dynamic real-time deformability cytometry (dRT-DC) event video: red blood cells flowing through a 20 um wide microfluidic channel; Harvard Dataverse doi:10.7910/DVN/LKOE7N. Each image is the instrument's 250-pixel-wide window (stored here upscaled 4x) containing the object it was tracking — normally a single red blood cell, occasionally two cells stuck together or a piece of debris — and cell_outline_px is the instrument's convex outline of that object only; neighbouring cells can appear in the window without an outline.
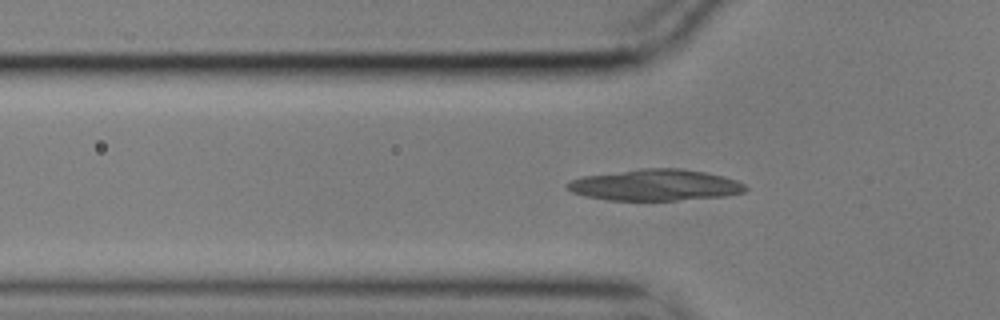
{"species": "common noctule bat (a hibernating species)", "species_latin": "Nyctalus noctula", "temperature_condition": "cold", "stored_images_in_passage": 41, "camera_frame_rate_fps": 3000, "um_per_image_px": 0.085, "animal": {"sex": "male", "body_mass_g": 17.9}, "frame": {"image": 1, "passage_image": 4, "time_ms": 1.0, "image_size_px": [1000, 320], "cell_outline_px": [[748, 188], [744, 192], [724, 196], [676, 200], [608, 200], [588, 196], [572, 192], [564, 184], [572, 180], [584, 176], [644, 168], [680, 168], [704, 172], [724, 176], [736, 180], [744, 184]], "centroid_in_image_um": [55.72, 15.72], "position_along_channel_um": 70.1, "area_um2": 32.19}}
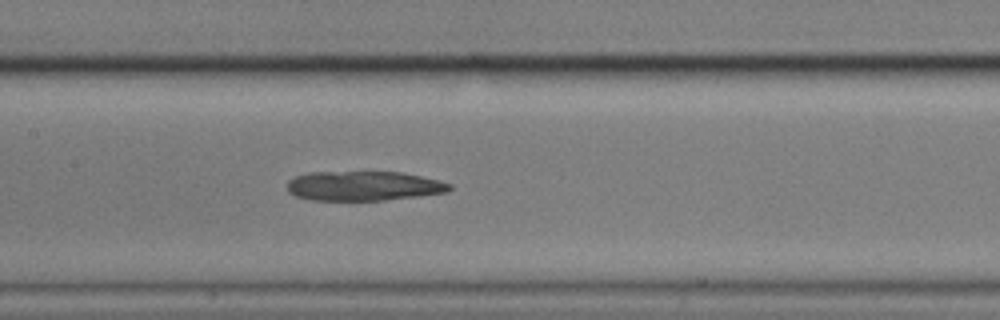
{"frame": {"image": 2, "passage_image": 13, "time_ms": 4.0, "image_size_px": [1000, 320], "cell_outline_px": [[452, 188], [448, 192], [420, 196], [384, 200], [308, 200], [296, 196], [288, 192], [288, 180], [296, 176], [312, 172], [404, 172], [440, 180], [452, 184]], "centroid_in_image_um": [30.95, 15.8], "position_along_channel_um": 176.5, "area_um2": 28.15}}
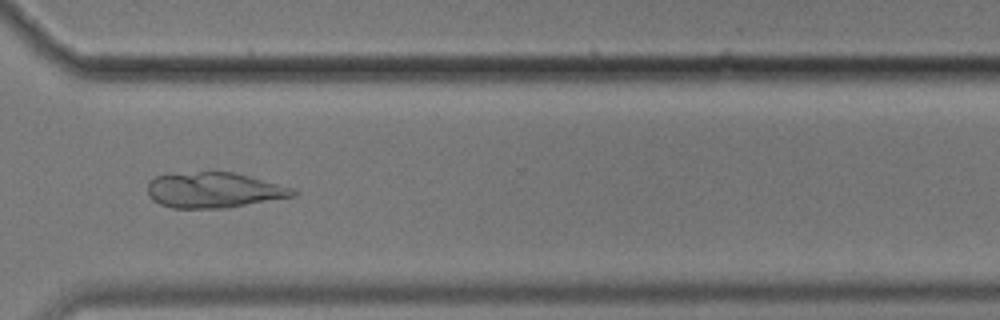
{"frame": {"image": 3, "passage_image": 28, "time_ms": 9.0, "image_size_px": [1000, 320], "cell_outline_px": [[296, 196], [224, 208], [172, 208], [160, 204], [152, 200], [148, 192], [148, 180], [156, 176], [200, 172], [232, 172], [248, 176], [292, 188], [296, 192]], "centroid_in_image_um": [18.15, 16.17], "position_along_channel_um": 352.4, "area_um2": 29.59}}